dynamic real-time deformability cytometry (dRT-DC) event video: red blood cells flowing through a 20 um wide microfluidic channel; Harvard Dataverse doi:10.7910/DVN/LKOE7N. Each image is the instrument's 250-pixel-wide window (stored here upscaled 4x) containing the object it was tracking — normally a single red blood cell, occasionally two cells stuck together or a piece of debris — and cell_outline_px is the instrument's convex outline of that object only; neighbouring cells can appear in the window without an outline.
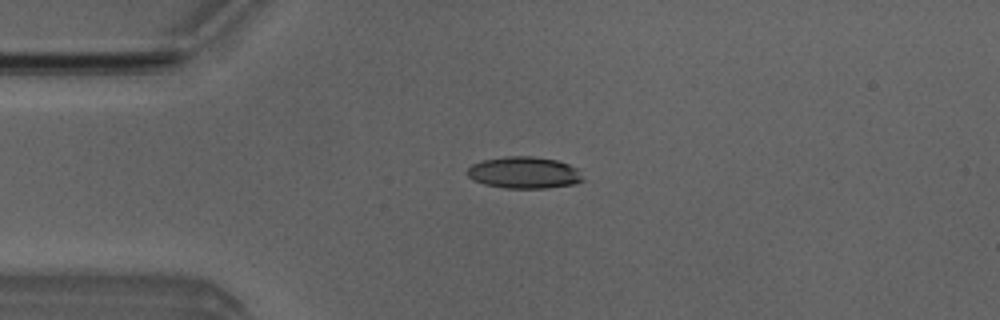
{"species": "Egyptian fruit bat (a non-hibernating species)", "species_latin": "Rousettus aegyptiacus", "temperature_condition": "room temperature", "stored_images_in_passage": 5, "camera_frame_rate_fps": 3000, "um_per_image_px": 0.085, "animal": {"sex": "male"}, "frame": {"image": 1, "passage_image": 4, "time_ms": 3.333, "image_size_px": [1000, 320], "cell_outline_px": [[584, 180], [572, 184], [548, 188], [504, 188], [484, 184], [468, 176], [468, 168], [472, 164], [480, 160], [504, 156], [532, 156], [556, 160], [568, 164], [576, 168]], "centroid_in_image_um": [44.53, 14.66], "position_along_channel_um": 40.5, "area_um2": 21.27}}